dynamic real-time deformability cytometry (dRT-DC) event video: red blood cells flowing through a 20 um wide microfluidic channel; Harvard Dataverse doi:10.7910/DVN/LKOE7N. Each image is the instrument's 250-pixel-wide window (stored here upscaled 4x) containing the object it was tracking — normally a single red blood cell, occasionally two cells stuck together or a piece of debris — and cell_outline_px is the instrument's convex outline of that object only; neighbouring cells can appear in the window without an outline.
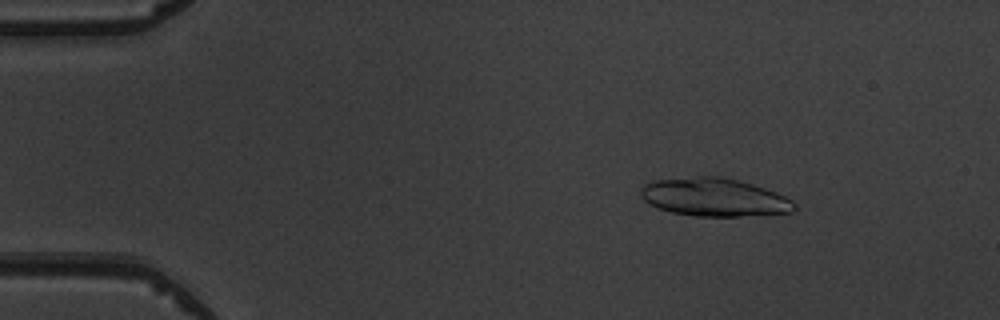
{"species": "common noctule bat (a hibernating species)", "species_latin": "Nyctalus noctula", "temperature_condition": "warm", "stored_images_in_passage": 4, "camera_frame_rate_fps": 3000, "um_per_image_px": 0.085, "animal": {"sex": "male", "body_mass_g": 19.5, "forearm_length_mm": 54.6}, "frame": {"image": 1, "passage_image": 2, "time_ms": 1.333, "image_size_px": [1000, 320], "cell_outline_px": [[796, 208], [792, 212], [740, 216], [696, 216], [672, 212], [660, 208], [644, 200], [640, 192], [644, 184], [656, 180], [696, 176], [724, 176], [752, 184], [776, 192], [792, 200], [796, 204]], "centroid_in_image_um": [60.74, 16.76], "position_along_channel_um": 24.3, "area_um2": 33.93}}